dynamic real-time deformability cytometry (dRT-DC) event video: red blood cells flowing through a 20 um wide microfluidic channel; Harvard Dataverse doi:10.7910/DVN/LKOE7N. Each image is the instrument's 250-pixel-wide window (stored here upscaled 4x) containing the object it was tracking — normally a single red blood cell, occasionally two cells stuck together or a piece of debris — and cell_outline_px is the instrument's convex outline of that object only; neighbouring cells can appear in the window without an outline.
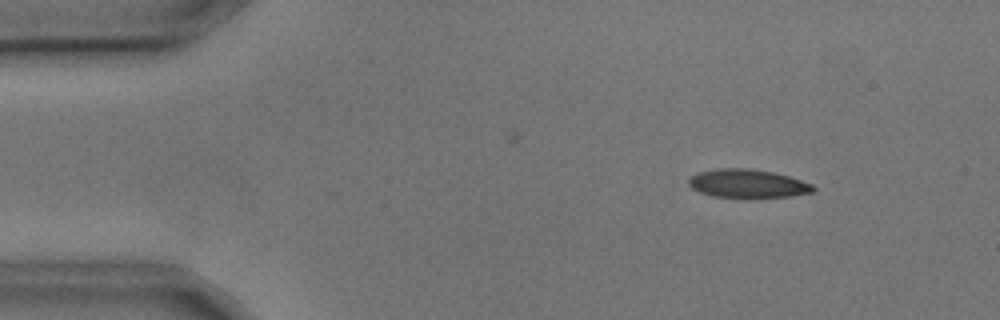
{"species": "common noctule bat (a hibernating species)", "species_latin": "Nyctalus noctula", "temperature_condition": "cold", "stored_images_in_passage": 3, "camera_frame_rate_fps": 3000, "um_per_image_px": 0.085, "animal": {"sex": "male", "body_mass_g": 17.9, "forearm_length_mm": 54.2}, "frame": {"image": 1, "passage_image": 1, "time_ms": 0.0, "image_size_px": [1000, 320], "cell_outline_px": [[816, 188], [812, 192], [792, 196], [712, 196], [700, 192], [692, 188], [688, 184], [688, 180], [692, 176], [700, 172], [716, 168], [748, 168], [772, 172], [788, 176], [812, 184]], "centroid_in_image_um": [63.53, 15.58], "position_along_channel_um": 21.5, "area_um2": 20.11}}